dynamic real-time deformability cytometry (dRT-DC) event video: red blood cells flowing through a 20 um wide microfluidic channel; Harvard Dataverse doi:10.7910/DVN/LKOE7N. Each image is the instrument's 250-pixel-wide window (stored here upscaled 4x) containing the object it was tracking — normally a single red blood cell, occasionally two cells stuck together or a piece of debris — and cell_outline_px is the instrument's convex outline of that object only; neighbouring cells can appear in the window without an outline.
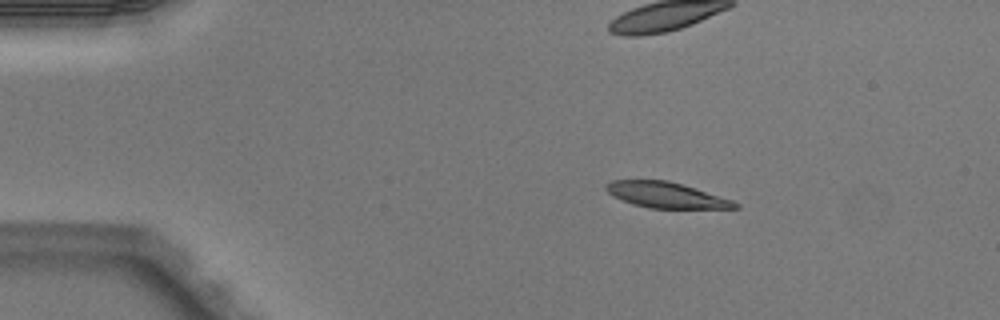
{"species": "Egyptian fruit bat (a non-hibernating species)", "species_latin": "Rousettus aegyptiacus", "temperature_condition": "warm", "stored_images_in_passage": 7, "camera_frame_rate_fps": 3000, "um_per_image_px": 0.085, "animal": {"sex": "male"}, "frame": {"image": 1, "passage_image": 2, "time_ms": 0.333, "image_size_px": [1000, 320], "cell_outline_px": [[740, 208], [648, 208], [632, 204], [612, 196], [604, 188], [604, 184], [612, 180], [668, 180], [732, 200], [740, 204]], "centroid_in_image_um": [56.56, 16.58], "position_along_channel_um": 28.4, "area_um2": 19.19}}
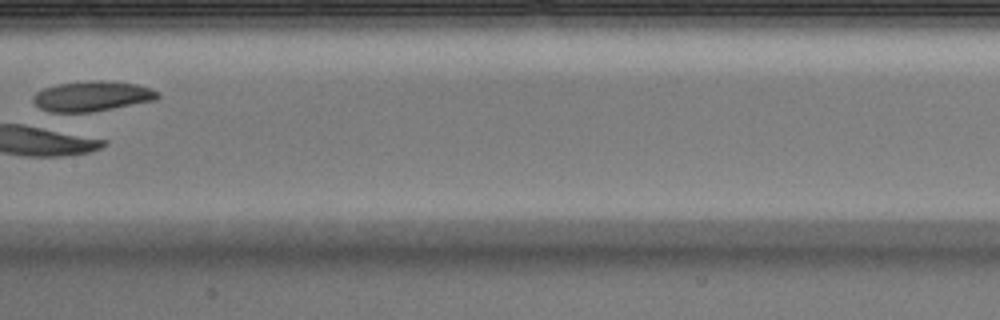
{"frame": {"image": 2, "passage_image": 7, "time_ms": 2.0, "image_size_px": [1000, 320], "cell_outline_px": [[160, 96], [156, 100], [92, 112], [56, 116], [40, 108], [32, 100], [32, 96], [36, 92], [44, 88], [56, 84], [88, 80], [104, 80], [136, 84], [152, 88], [160, 92]], "centroid_in_image_um": [7.77, 8.21], "position_along_channel_um": 199.6, "area_um2": 22.77}}